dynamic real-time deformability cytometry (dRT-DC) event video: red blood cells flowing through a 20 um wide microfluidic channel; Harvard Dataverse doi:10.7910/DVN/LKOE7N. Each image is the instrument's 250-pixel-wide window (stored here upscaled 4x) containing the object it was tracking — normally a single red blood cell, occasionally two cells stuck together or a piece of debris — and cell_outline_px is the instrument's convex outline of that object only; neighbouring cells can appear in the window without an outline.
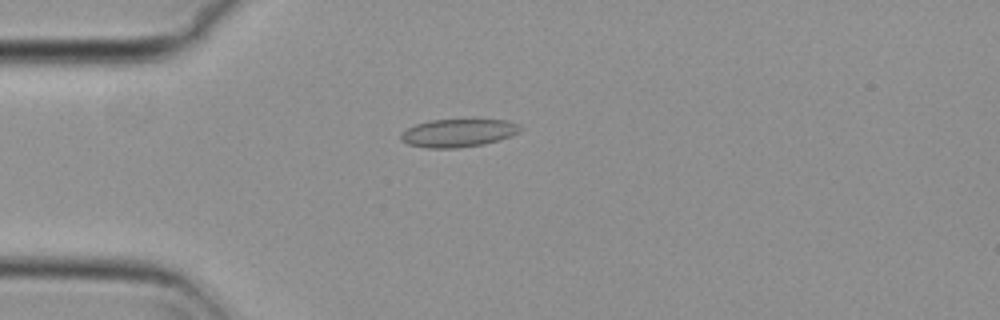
{"species": "common noctule bat (a hibernating species)", "species_latin": "Nyctalus noctula", "temperature_condition": "cold", "stored_images_in_passage": 56, "camera_frame_rate_fps": 3000, "um_per_image_px": 0.085, "animal": {"sex": "female", "body_mass_g": 29.2, "forearm_length_mm": 56.3}, "frame": {"image": 1, "passage_image": 15, "time_ms": 4.667, "image_size_px": [1000, 320], "cell_outline_px": [[520, 132], [500, 140], [484, 144], [460, 148], [428, 148], [408, 144], [400, 140], [400, 132], [416, 124], [428, 120], [504, 120], [520, 124]], "centroid_in_image_um": [38.92, 11.31], "position_along_channel_um": 46.1, "area_um2": 19.54}}
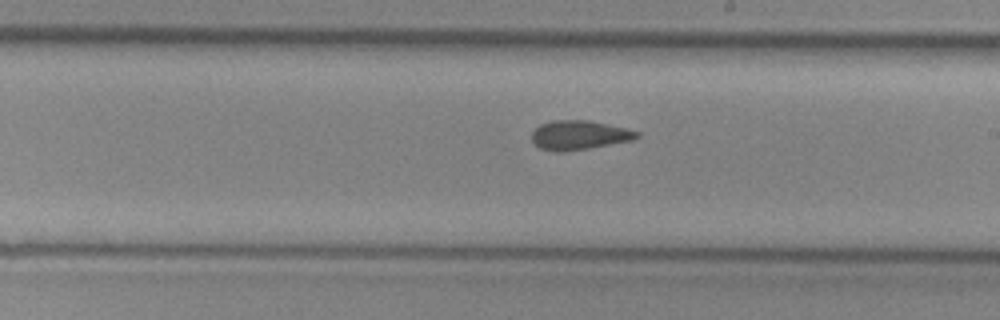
{"frame": {"image": 2, "passage_image": 32, "time_ms": 10.333, "image_size_px": [1000, 320], "cell_outline_px": [[640, 136], [636, 140], [564, 152], [556, 152], [540, 148], [532, 140], [532, 132], [540, 124], [552, 120], [588, 120], [624, 128], [640, 132]], "centroid_in_image_um": [49.24, 11.49], "position_along_channel_um": 239.8, "area_um2": 17.92}}
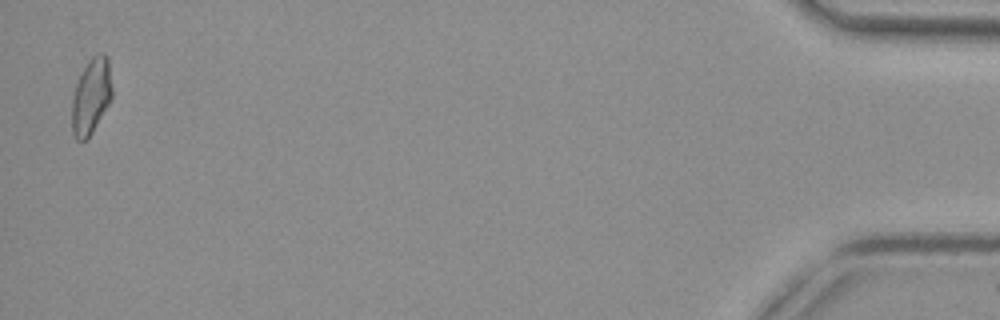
{"frame": {"image": 3, "passage_image": 55, "time_ms": 18.0, "image_size_px": [1000, 320], "cell_outline_px": [[112, 100], [92, 132], [84, 140], [76, 140], [72, 132], [72, 100], [76, 84], [88, 60], [96, 52], [104, 52], [108, 56], [112, 88]], "centroid_in_image_um": [7.77, 8.14], "position_along_channel_um": 427.4, "area_um2": 17.86}, "authors_computed_cell_mechanics": {"area_um2": 18.1781, "velocity_mm_per_s": 3.7152, "shape_relaxation_time_tau1_ms": null, "shape_relaxation_time_tau2_ms": 3.1264, "deformation_change_tau1": null, "deformation_change_tau2": 0.0814}}